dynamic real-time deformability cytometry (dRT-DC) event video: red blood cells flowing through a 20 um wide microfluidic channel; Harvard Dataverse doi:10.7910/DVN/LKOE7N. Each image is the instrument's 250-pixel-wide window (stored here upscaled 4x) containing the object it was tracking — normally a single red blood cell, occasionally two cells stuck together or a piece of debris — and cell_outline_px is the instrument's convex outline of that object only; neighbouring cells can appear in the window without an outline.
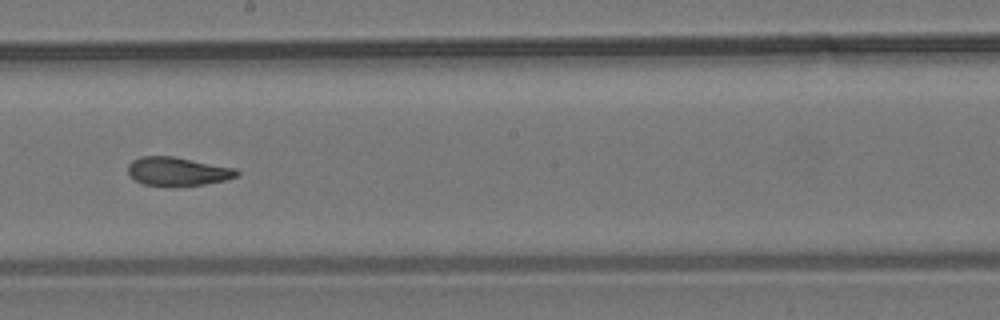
{"species": "common noctule bat (a hibernating species)", "species_latin": "Nyctalus noctula", "temperature_condition": "room temperature", "stored_images_in_passage": 43, "camera_frame_rate_fps": 3000, "um_per_image_px": 0.085, "animal": {"sex": "male", "body_mass_g": 19.2, "forearm_length_mm": 51.8}, "frame": {"image": 1, "passage_image": 19, "time_ms": 6.0, "image_size_px": [1000, 320], "cell_outline_px": [[240, 172], [236, 176], [228, 180], [204, 184], [144, 184], [136, 180], [128, 172], [128, 164], [132, 160], [140, 156], [172, 156], [236, 168]], "centroid_in_image_um": [15.12, 14.53], "position_along_channel_um": 233.1, "area_um2": 17.63}}
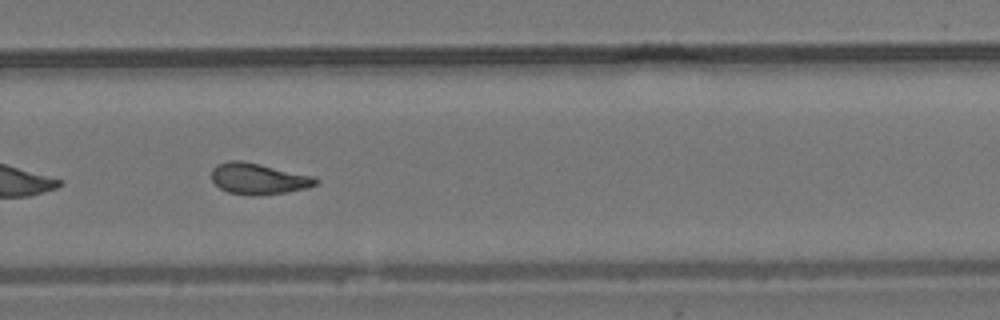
{"frame": {"image": 2, "passage_image": 25, "time_ms": 8.0, "image_size_px": [1000, 320], "cell_outline_px": [[320, 180], [316, 184], [308, 188], [288, 192], [260, 196], [248, 196], [228, 192], [220, 188], [212, 180], [212, 168], [216, 164], [228, 160], [240, 160], [260, 164], [316, 176]], "centroid_in_image_um": [21.99, 15.2], "position_along_channel_um": 307.8, "area_um2": 19.31}, "authors_computed_cell_mechanics": {"area_um2": 18.6694, "velocity_mm_per_s": 3.7488, "shape_relaxation_time_tau1_ms": null, "shape_relaxation_time_tau2_ms": 2.7751, "deformation_change_tau1": null, "deformation_change_tau2": 0.0903}}